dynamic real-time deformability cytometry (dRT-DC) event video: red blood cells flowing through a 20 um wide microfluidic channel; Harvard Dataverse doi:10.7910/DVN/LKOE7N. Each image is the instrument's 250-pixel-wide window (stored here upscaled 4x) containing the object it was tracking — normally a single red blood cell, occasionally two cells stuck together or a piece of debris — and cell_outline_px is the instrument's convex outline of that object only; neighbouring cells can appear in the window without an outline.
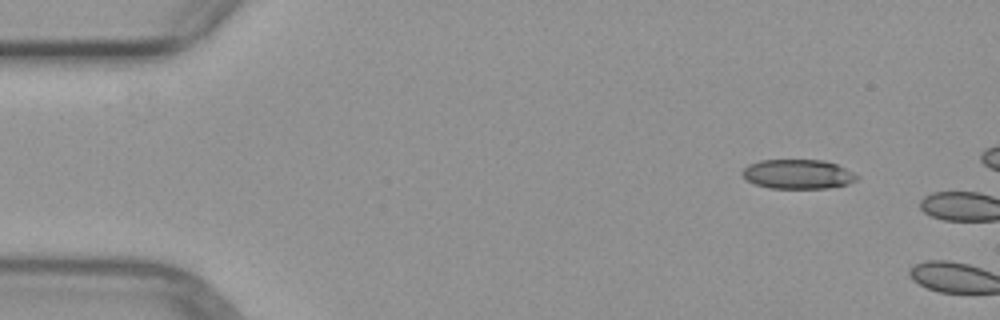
{"species": "common noctule bat (a hibernating species)", "species_latin": "Nyctalus noctula", "temperature_condition": "warm", "stored_images_in_passage": 2, "camera_frame_rate_fps": 3000, "um_per_image_px": 0.085, "animal": {"sex": "female", "body_mass_g": 29.2, "forearm_length_mm": 56.3}, "frame": {"image": 1, "passage_image": 1, "time_ms": 0.0, "image_size_px": [1000, 320], "cell_outline_px": [[860, 176], [856, 180], [848, 184], [828, 188], [768, 188], [756, 184], [748, 180], [740, 172], [748, 164], [760, 160], [824, 160], [836, 164]], "centroid_in_image_um": [67.82, 14.8], "position_along_channel_um": 17.2, "area_um2": 19.59}}